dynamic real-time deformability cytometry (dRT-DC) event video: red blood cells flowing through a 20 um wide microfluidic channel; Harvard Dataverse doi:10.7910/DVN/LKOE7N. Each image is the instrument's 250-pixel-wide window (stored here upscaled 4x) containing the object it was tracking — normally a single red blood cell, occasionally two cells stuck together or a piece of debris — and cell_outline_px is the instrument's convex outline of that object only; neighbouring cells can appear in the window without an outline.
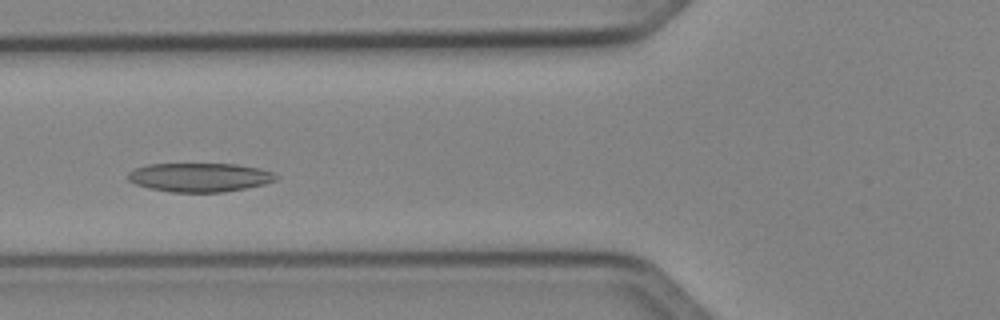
{"species": "Egyptian fruit bat (a non-hibernating species)", "species_latin": "Rousettus aegyptiacus", "temperature_condition": "cold", "stored_images_in_passage": 8, "camera_frame_rate_fps": 3000, "um_per_image_px": 0.085, "animal": {"sex": "female"}, "frame": {"image": 1, "passage_image": 5, "time_ms": 4.667, "image_size_px": [1000, 320], "cell_outline_px": [[280, 176], [276, 180], [264, 184], [224, 192], [172, 192], [148, 188], [136, 184], [128, 180], [128, 172], [136, 168], [148, 164], [236, 164], [260, 168], [272, 172]], "centroid_in_image_um": [16.98, 15.07], "position_along_channel_um": 108.8, "area_um2": 24.91}}
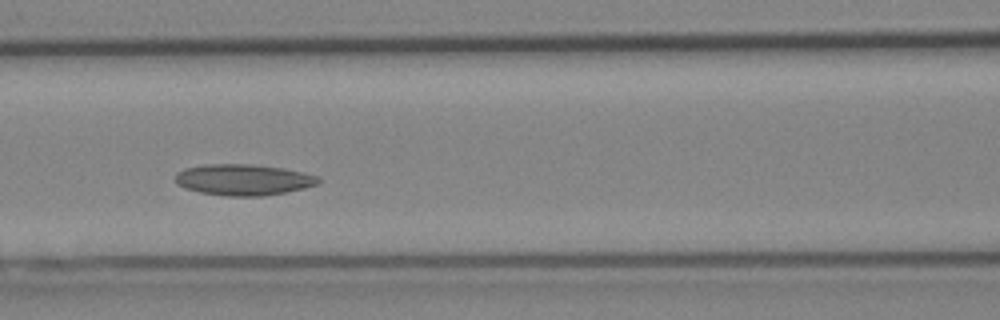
{"frame": {"image": 2, "passage_image": 6, "time_ms": 5.667, "image_size_px": [1000, 320], "cell_outline_px": [[320, 180], [316, 184], [304, 188], [264, 196], [228, 196], [200, 192], [184, 188], [176, 184], [176, 172], [184, 168], [204, 164], [256, 164], [284, 168], [304, 172], [320, 176]], "centroid_in_image_um": [20.68, 15.26], "position_along_channel_um": 145.9, "area_um2": 26.13}}
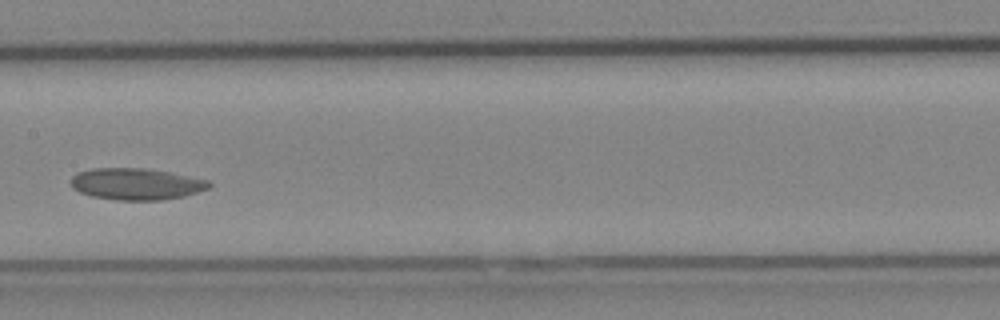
{"frame": {"image": 3, "passage_image": 7, "time_ms": 7.0, "image_size_px": [1000, 320], "cell_outline_px": [[212, 184], [208, 188], [184, 196], [164, 200], [116, 200], [92, 196], [80, 192], [72, 188], [68, 180], [76, 172], [92, 168], [144, 168], [168, 172], [208, 180]], "centroid_in_image_um": [11.51, 15.64], "position_along_channel_um": 195.9, "area_um2": 25.55}}